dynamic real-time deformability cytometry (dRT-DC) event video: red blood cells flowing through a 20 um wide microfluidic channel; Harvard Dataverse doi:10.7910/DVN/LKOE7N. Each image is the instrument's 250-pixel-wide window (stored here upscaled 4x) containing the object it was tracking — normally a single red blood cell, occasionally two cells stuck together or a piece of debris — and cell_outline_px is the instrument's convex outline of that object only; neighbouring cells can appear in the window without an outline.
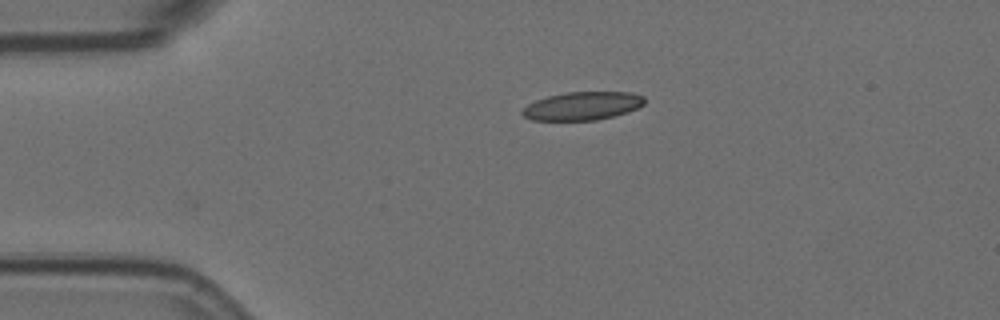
{"species": "Egyptian fruit bat (a non-hibernating species)", "species_latin": "Rousettus aegyptiacus", "temperature_condition": "room temperature", "stored_images_in_passage": 2, "camera_frame_rate_fps": 3000, "um_per_image_px": 0.085, "animal": {"sex": "female"}, "frame": {"image": 1, "passage_image": 1, "time_ms": 0.0, "image_size_px": [1000, 320], "cell_outline_px": [[644, 104], [628, 112], [596, 120], [532, 120], [524, 116], [520, 112], [528, 104], [536, 100], [548, 96], [568, 92], [632, 92], [644, 96]], "centroid_in_image_um": [49.51, 9.0], "position_along_channel_um": 35.5, "area_um2": 20.0}}